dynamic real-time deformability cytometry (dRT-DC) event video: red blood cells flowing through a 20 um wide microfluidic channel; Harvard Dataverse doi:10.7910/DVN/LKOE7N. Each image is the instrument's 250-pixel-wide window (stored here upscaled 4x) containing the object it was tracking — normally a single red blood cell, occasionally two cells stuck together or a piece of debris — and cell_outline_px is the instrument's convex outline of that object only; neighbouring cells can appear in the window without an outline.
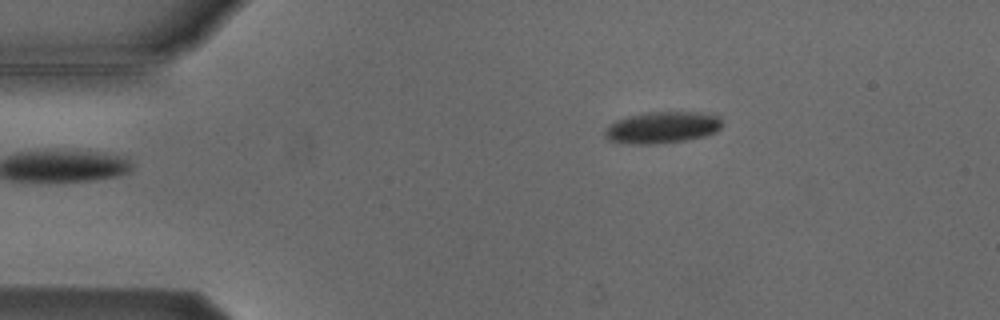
{"species": "Egyptian fruit bat (a non-hibernating species)", "species_latin": "Rousettus aegyptiacus", "temperature_condition": "cold", "stored_images_in_passage": 3, "camera_frame_rate_fps": 3000, "um_per_image_px": 0.085, "animal": {"sex": "male"}, "frame": {"image": 1, "passage_image": 3, "time_ms": 2.333, "image_size_px": [1000, 320], "cell_outline_px": [[720, 128], [716, 132], [704, 136], [688, 140], [656, 144], [628, 144], [608, 140], [604, 136], [604, 132], [608, 124], [616, 120], [628, 116], [648, 112], [696, 112], [720, 116]], "centroid_in_image_um": [56.25, 10.84], "position_along_channel_um": 28.8, "area_um2": 21.73}}